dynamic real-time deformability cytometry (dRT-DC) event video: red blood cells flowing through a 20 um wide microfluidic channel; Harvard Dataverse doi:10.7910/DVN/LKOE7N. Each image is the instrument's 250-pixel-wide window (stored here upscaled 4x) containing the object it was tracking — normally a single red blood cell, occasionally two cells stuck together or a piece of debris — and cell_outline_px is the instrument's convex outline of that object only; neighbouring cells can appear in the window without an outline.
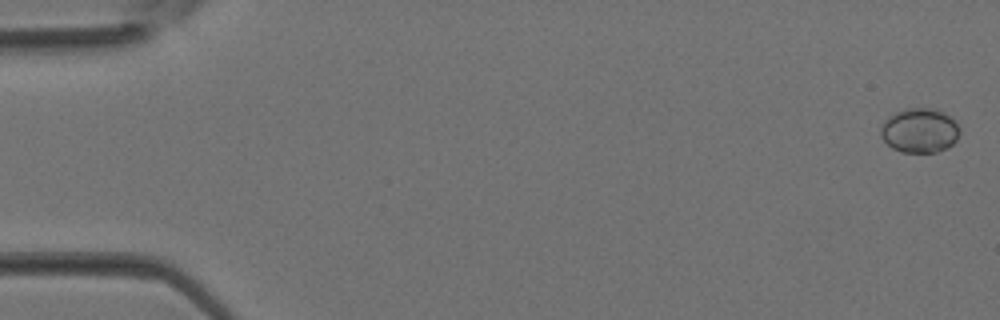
{"species": "Egyptian fruit bat (a non-hibernating species)", "species_latin": "Rousettus aegyptiacus", "temperature_condition": "room temperature", "stored_images_in_passage": 37, "camera_frame_rate_fps": 3000, "um_per_image_px": 0.085, "animal": {"sex": "female"}, "frame": {"image": 1, "passage_image": 1, "time_ms": 0.0, "image_size_px": [1000, 320], "cell_outline_px": [[960, 132], [956, 140], [948, 148], [936, 152], [900, 152], [892, 148], [880, 136], [880, 124], [896, 112], [904, 108], [932, 108], [944, 112], [956, 120], [960, 128]], "centroid_in_image_um": [78.18, 11.09], "position_along_channel_um": 6.8, "area_um2": 20.75}}
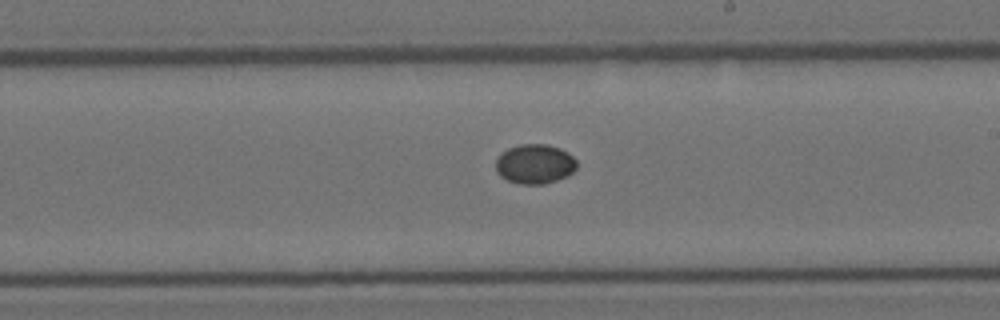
{"frame": {"image": 2, "passage_image": 22, "time_ms": 7.0, "image_size_px": [1000, 320], "cell_outline_px": [[576, 168], [568, 176], [544, 184], [520, 184], [508, 180], [500, 176], [496, 172], [496, 160], [500, 152], [508, 148], [520, 144], [548, 144], [560, 148], [568, 152], [576, 160]], "centroid_in_image_um": [45.45, 13.93], "position_along_channel_um": 243.6, "area_um2": 18.84}}
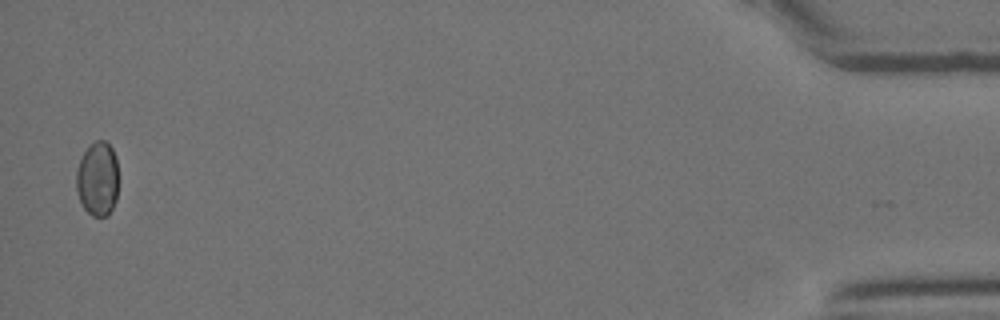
{"frame": {"image": 3, "passage_image": 37, "time_ms": 12.0, "image_size_px": [1000, 320], "cell_outline_px": [[116, 200], [108, 216], [92, 216], [84, 208], [80, 200], [76, 188], [76, 172], [80, 160], [84, 152], [96, 140], [104, 140], [112, 148], [116, 156]], "centroid_in_image_um": [8.28, 15.22], "position_along_channel_um": 426.9, "area_um2": 17.98}}